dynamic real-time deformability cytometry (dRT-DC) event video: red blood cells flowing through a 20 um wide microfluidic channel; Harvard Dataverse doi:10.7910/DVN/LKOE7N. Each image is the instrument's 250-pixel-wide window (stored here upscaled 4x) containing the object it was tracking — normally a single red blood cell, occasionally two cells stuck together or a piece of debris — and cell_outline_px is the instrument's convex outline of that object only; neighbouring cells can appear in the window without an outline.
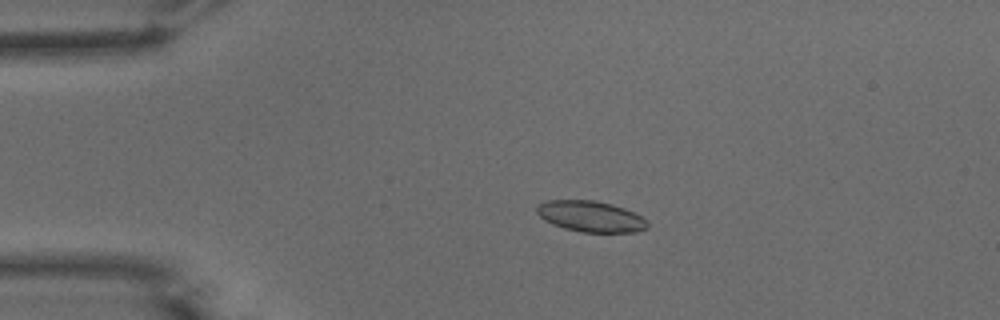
{"species": "common noctule bat (a hibernating species)", "species_latin": "Nyctalus noctula", "temperature_condition": "warm", "stored_images_in_passage": 53, "camera_frame_rate_fps": 3000, "um_per_image_px": 0.085, "animal": {"sex": "male", "body_mass_g": 15.6}, "frame": {"image": 1, "passage_image": 12, "time_ms": 3.667, "image_size_px": [1000, 320], "cell_outline_px": [[648, 228], [636, 232], [580, 232], [564, 228], [552, 224], [544, 220], [536, 212], [536, 208], [540, 204], [548, 200], [596, 200], [612, 204], [624, 208], [648, 220]], "centroid_in_image_um": [50.21, 18.4], "position_along_channel_um": 34.8, "area_um2": 20.0}}
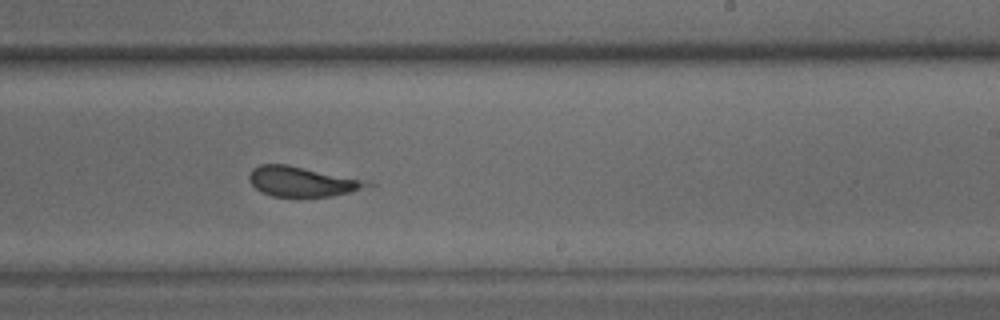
{"frame": {"image": 2, "passage_image": 33, "time_ms": 10.667, "image_size_px": [1000, 320], "cell_outline_px": [[376, 184], [348, 192], [332, 196], [272, 196], [260, 192], [248, 180], [248, 176], [252, 168], [260, 164], [288, 164], [372, 180]], "centroid_in_image_um": [25.71, 15.41], "position_along_channel_um": 263.3, "area_um2": 20.98}}
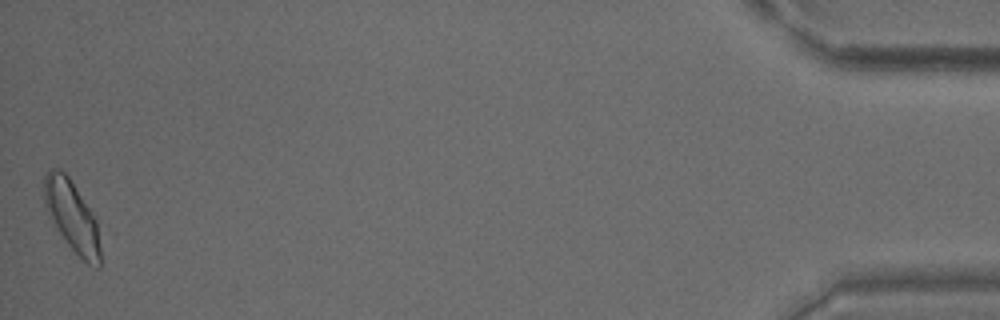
{"frame": {"image": 3, "passage_image": 53, "time_ms": 17.333, "image_size_px": [1000, 320], "cell_outline_px": [[100, 268], [96, 268], [88, 264], [68, 244], [48, 216], [44, 200], [44, 176], [52, 168], [60, 168], [68, 176], [92, 212], [96, 220], [100, 248]], "centroid_in_image_um": [6.11, 18.37], "position_along_channel_um": 429.1, "area_um2": 22.83}, "authors_computed_cell_mechanics": {"area_um2": 20.6924, "velocity_mm_per_s": 3.839, "shape_relaxation_time_tau1_ms": null, "shape_relaxation_time_tau2_ms": 2.4393, "deformation_change_tau1": null, "deformation_change_tau2": 0.1036}}